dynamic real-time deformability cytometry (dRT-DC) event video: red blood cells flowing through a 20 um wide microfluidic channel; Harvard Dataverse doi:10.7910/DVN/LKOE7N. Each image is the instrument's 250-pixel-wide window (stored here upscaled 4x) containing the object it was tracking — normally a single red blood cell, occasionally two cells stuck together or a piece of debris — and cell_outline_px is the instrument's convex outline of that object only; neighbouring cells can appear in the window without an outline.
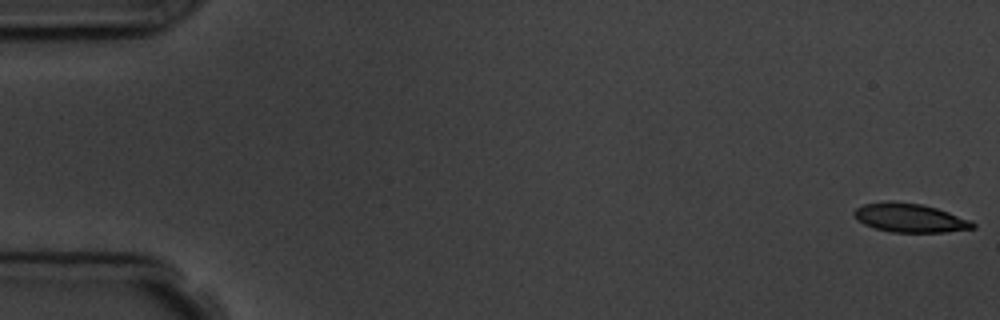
{"species": "common noctule bat (a hibernating species)", "species_latin": "Nyctalus noctula", "temperature_condition": "room temperature", "stored_images_in_passage": 4, "camera_frame_rate_fps": 3000, "um_per_image_px": 0.085, "animal": {"sex": "male", "body_mass_g": 19.5, "forearm_length_mm": 54.6}, "frame": {"image": 1, "passage_image": 1, "time_ms": 0.0, "image_size_px": [1000, 320], "cell_outline_px": [[976, 228], [944, 232], [892, 232], [876, 228], [864, 224], [856, 220], [852, 212], [856, 208], [864, 204], [888, 200], [892, 200], [920, 204], [936, 208], [972, 220], [976, 224]], "centroid_in_image_um": [77.33, 18.51], "position_along_channel_um": 7.7, "area_um2": 20.06}}